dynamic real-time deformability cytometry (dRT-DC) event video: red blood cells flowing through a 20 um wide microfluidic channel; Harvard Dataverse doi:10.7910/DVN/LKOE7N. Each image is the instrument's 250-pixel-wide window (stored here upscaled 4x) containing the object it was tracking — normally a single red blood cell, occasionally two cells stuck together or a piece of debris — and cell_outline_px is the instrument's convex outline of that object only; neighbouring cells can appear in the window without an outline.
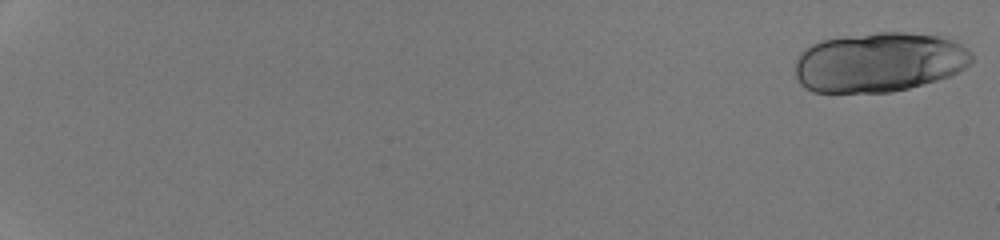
{"species": "human", "species_latin": "Homo sapiens", "temperature_condition": "room temperature", "stored_images_in_passage": 23, "camera_frame_rate_fps": 3000, "um_per_image_px": 0.085, "donor": {"sex": "male"}, "frame": {"image": 1, "passage_image": 1, "time_ms": 0.0, "image_size_px": [1000, 240], "cell_outline_px": [[972, 64], [948, 76], [936, 80], [908, 88], [892, 92], [812, 92], [800, 84], [796, 76], [796, 60], [800, 52], [812, 44], [820, 40], [844, 36], [876, 32], [904, 32], [940, 36], [952, 40], [968, 48], [972, 52]], "centroid_in_image_um": [74.72, 5.28], "position_along_channel_um": 10.3, "area_um2": 61.61}}